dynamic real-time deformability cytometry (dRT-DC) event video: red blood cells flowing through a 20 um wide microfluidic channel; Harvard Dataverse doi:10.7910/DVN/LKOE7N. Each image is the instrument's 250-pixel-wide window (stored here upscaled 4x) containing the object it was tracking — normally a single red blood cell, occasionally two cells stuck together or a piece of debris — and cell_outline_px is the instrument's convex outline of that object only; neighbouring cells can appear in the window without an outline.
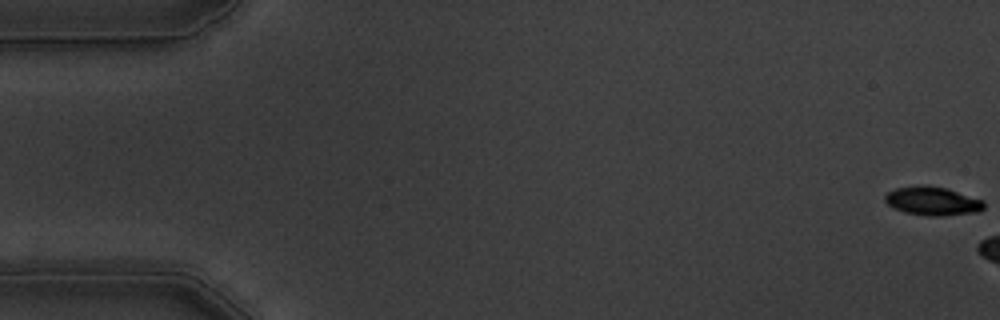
{"species": "common noctule bat (a hibernating species)", "species_latin": "Nyctalus noctula", "temperature_condition": "warm", "stored_images_in_passage": 7, "camera_frame_rate_fps": 3000, "um_per_image_px": 0.085, "animal": {"sex": "male", "body_mass_g": 19.5, "forearm_length_mm": 54.6}, "frame": {"image": 1, "passage_image": 1, "time_ms": 0.0, "image_size_px": [1000, 320], "cell_outline_px": [[984, 208], [980, 212], [944, 216], [928, 216], [904, 212], [892, 208], [884, 200], [884, 196], [888, 192], [896, 188], [924, 184], [948, 188], [984, 200]], "centroid_in_image_um": [79.28, 17.09], "position_along_channel_um": 5.7, "area_um2": 16.88}}